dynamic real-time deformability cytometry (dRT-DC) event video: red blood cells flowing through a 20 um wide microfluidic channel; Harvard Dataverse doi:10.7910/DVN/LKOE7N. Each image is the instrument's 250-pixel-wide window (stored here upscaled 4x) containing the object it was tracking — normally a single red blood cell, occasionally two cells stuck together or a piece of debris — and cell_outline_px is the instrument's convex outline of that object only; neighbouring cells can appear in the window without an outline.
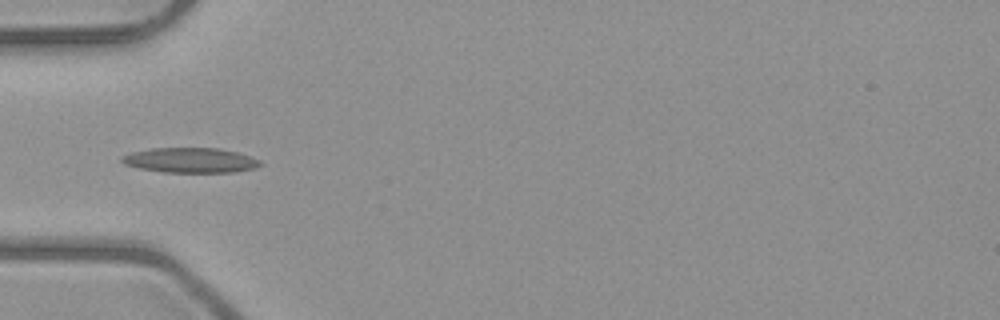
{"species": "common noctule bat (a hibernating species)", "species_latin": "Nyctalus noctula", "temperature_condition": "room temperature", "stored_images_in_passage": 4, "camera_frame_rate_fps": 3000, "um_per_image_px": 0.085, "animal": {"sex": "male", "body_mass_g": 23.1, "forearm_length_mm": 52.7}, "frame": {"image": 1, "passage_image": 4, "time_ms": 3.333, "image_size_px": [1000, 320], "cell_outline_px": [[264, 164], [256, 168], [236, 172], [164, 172], [140, 168], [124, 164], [120, 160], [120, 156], [132, 152], [152, 148], [220, 148], [236, 152], [260, 160]], "centroid_in_image_um": [16.19, 13.62], "position_along_channel_um": 68.8, "area_um2": 20.17}}